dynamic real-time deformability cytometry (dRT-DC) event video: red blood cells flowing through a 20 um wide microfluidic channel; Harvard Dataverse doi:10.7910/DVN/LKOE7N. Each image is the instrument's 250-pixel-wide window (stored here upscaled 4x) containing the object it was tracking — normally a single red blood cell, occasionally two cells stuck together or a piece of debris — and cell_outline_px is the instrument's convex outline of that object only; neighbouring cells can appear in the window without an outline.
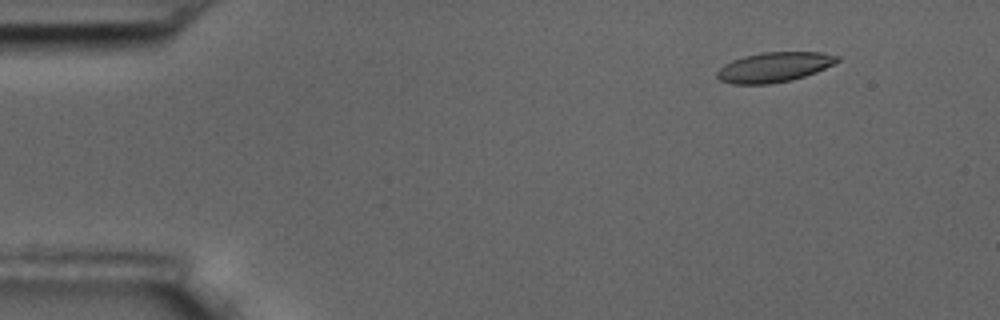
{"species": "common noctule bat (a hibernating species)", "species_latin": "Nyctalus noctula", "temperature_condition": "room temperature", "stored_images_in_passage": 5, "camera_frame_rate_fps": 3000, "um_per_image_px": 0.085, "animal": {"sex": "male", "body_mass_g": 17.5, "forearm_length_mm": 52.3}, "frame": {"image": 1, "passage_image": 2, "time_ms": 1.0, "image_size_px": [1000, 320], "cell_outline_px": [[840, 60], [816, 72], [792, 80], [768, 84], [732, 84], [720, 80], [716, 76], [716, 72], [724, 64], [732, 60], [744, 56], [760, 52], [820, 52], [840, 56]], "centroid_in_image_um": [65.78, 5.7], "position_along_channel_um": 19.2, "area_um2": 20.92}}
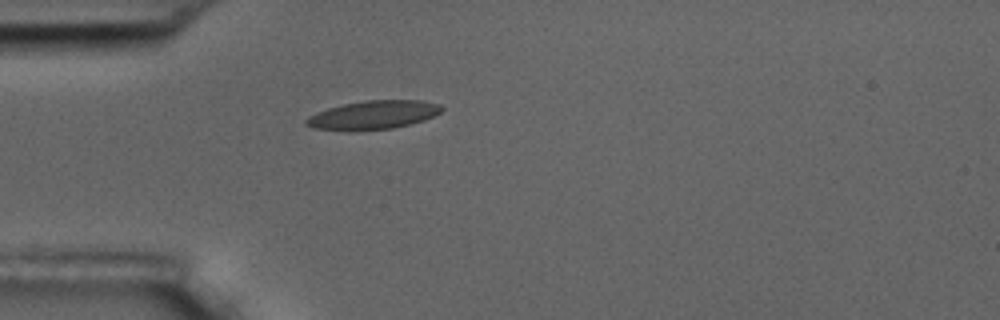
{"frame": {"image": 2, "passage_image": 5, "time_ms": 4.333, "image_size_px": [1000, 320], "cell_outline_px": [[444, 108], [440, 112], [424, 120], [392, 128], [352, 132], [348, 132], [312, 128], [304, 124], [304, 120], [308, 116], [316, 112], [328, 108], [344, 104], [364, 100], [424, 100], [440, 104]], "centroid_in_image_um": [31.66, 9.78], "position_along_channel_um": 53.3, "area_um2": 23.0}}